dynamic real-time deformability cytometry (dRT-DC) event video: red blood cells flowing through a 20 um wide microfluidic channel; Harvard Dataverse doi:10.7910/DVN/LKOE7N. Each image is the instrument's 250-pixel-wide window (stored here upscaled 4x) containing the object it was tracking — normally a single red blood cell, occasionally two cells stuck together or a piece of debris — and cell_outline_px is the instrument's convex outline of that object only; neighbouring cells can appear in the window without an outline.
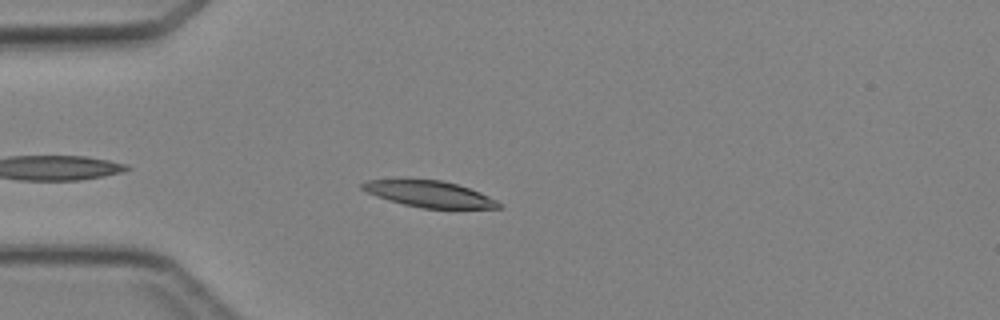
{"species": "Egyptian fruit bat (a non-hibernating species)", "species_latin": "Rousettus aegyptiacus", "temperature_condition": "cold", "stored_images_in_passage": 4, "camera_frame_rate_fps": 3000, "um_per_image_px": 0.085, "animal": {"sex": "female"}, "frame": {"image": 1, "passage_image": 4, "time_ms": 3.333, "image_size_px": [1000, 320], "cell_outline_px": [[504, 204], [500, 208], [424, 208], [404, 204], [388, 200], [376, 196], [360, 188], [360, 184], [364, 180], [404, 176], [408, 176], [444, 180], [480, 192]], "centroid_in_image_um": [36.39, 16.42], "position_along_channel_um": 48.6, "area_um2": 21.85}}